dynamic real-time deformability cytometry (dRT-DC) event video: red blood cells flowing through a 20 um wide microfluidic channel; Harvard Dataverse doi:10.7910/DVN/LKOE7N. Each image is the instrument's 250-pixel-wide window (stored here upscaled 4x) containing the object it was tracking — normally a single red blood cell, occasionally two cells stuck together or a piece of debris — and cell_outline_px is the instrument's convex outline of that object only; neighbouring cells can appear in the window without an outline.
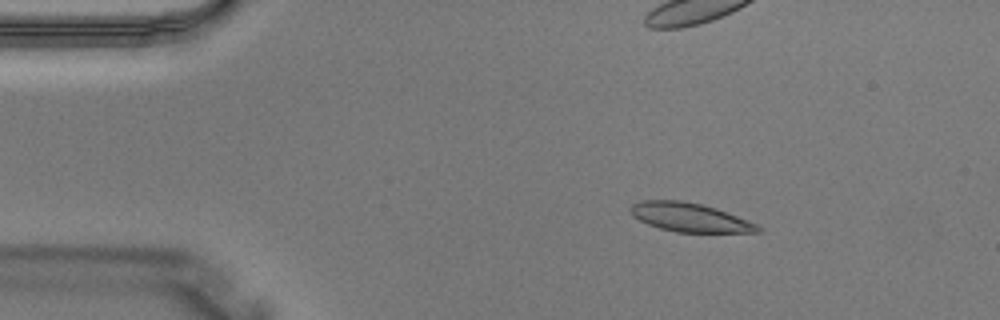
{"species": "Egyptian fruit bat (a non-hibernating species)", "species_latin": "Rousettus aegyptiacus", "temperature_condition": "warm", "stored_images_in_passage": 3, "camera_frame_rate_fps": 3000, "um_per_image_px": 0.085, "animal": {"sex": "male"}, "frame": {"image": 1, "passage_image": 1, "time_ms": 0.0, "image_size_px": [1000, 320], "cell_outline_px": [[760, 232], [676, 232], [660, 228], [648, 224], [632, 216], [632, 204], [640, 200], [680, 200], [704, 204], [716, 208], [756, 224], [760, 228]], "centroid_in_image_um": [58.6, 18.46], "position_along_channel_um": 26.4, "area_um2": 21.1}}